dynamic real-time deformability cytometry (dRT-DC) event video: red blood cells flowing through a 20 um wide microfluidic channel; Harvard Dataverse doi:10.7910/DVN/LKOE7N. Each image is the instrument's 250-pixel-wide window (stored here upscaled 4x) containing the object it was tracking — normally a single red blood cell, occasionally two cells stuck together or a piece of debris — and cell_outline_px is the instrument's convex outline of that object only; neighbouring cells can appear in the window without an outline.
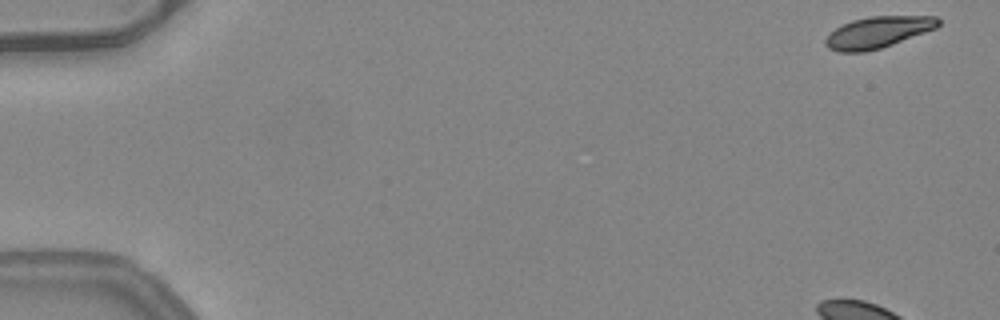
{"species": "common noctule bat (a hibernating species)", "species_latin": "Nyctalus noctula", "temperature_condition": "warm", "stored_images_in_passage": 51, "camera_frame_rate_fps": 3000, "um_per_image_px": 0.085, "animal": {"sex": "female", "body_mass_g": 24.6, "forearm_length_mm": 56.2}, "frame": {"image": 1, "passage_image": 1, "time_ms": 0.0, "image_size_px": [1000, 320], "cell_outline_px": [[940, 24], [936, 28], [892, 44], [880, 48], [864, 52], [840, 52], [828, 48], [824, 44], [824, 40], [836, 28], [852, 20], [872, 16], [936, 16], [940, 20]], "centroid_in_image_um": [74.62, 2.74], "position_along_channel_um": 10.4, "area_um2": 20.4}}